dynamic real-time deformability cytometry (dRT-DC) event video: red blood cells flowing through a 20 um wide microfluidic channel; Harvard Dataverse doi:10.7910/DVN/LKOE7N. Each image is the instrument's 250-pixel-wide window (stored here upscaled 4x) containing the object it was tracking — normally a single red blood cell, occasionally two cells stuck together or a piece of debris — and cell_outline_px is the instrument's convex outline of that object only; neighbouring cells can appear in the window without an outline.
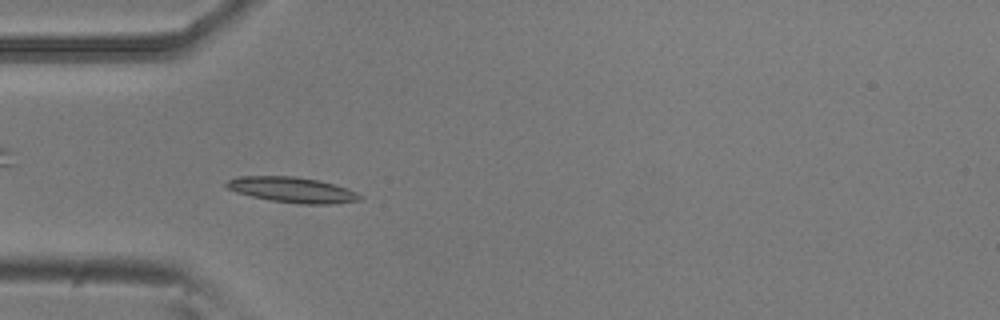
{"species": "common noctule bat (a hibernating species)", "species_latin": "Nyctalus noctula", "temperature_condition": "room temperature", "stored_images_in_passage": 51, "camera_frame_rate_fps": 3000, "um_per_image_px": 0.085, "animal": {"sex": "male", "body_mass_g": 20.5, "forearm_length_mm": 52.5}, "frame": {"image": 1, "passage_image": 15, "time_ms": 4.667, "image_size_px": [1000, 320], "cell_outline_px": [[364, 196], [360, 200], [332, 204], [300, 204], [268, 200], [236, 192], [228, 188], [224, 184], [228, 180], [236, 176], [296, 176], [316, 180], [348, 188]], "centroid_in_image_um": [24.84, 16.14], "position_along_channel_um": 60.2, "area_um2": 19.83}}
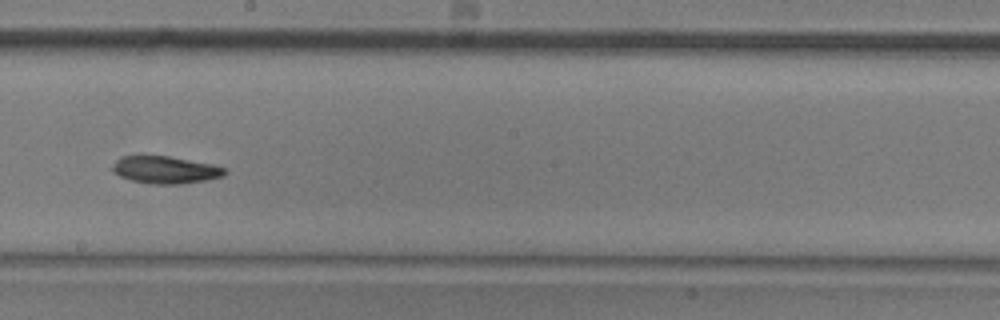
{"frame": {"image": 2, "passage_image": 29, "time_ms": 9.333, "image_size_px": [1000, 320], "cell_outline_px": [[228, 172], [224, 176], [208, 180], [180, 184], [148, 184], [132, 180], [120, 176], [112, 172], [112, 168], [116, 160], [120, 156], [168, 156], [212, 164], [224, 168]], "centroid_in_image_um": [14.06, 14.44], "position_along_channel_um": 234.1, "area_um2": 17.92}}
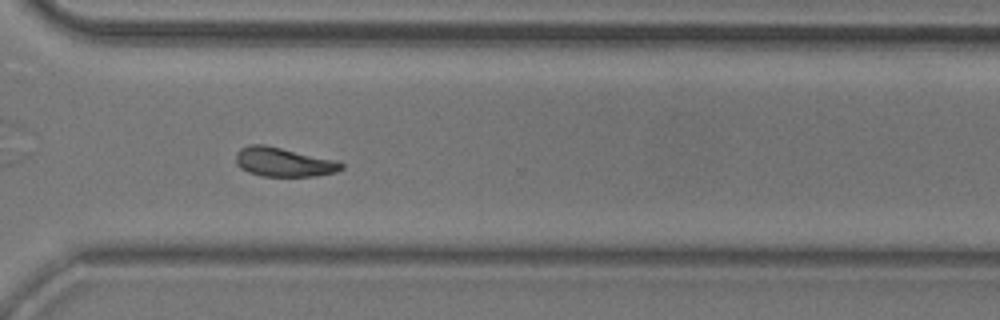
{"frame": {"image": 3, "passage_image": 38, "time_ms": 12.333, "image_size_px": [1000, 320], "cell_outline_px": [[344, 168], [336, 172], [316, 176], [260, 176], [248, 172], [240, 168], [236, 164], [236, 152], [240, 148], [248, 144], [264, 144], [336, 160], [344, 164]], "centroid_in_image_um": [24.08, 13.77], "position_along_channel_um": 346.5, "area_um2": 18.03}}